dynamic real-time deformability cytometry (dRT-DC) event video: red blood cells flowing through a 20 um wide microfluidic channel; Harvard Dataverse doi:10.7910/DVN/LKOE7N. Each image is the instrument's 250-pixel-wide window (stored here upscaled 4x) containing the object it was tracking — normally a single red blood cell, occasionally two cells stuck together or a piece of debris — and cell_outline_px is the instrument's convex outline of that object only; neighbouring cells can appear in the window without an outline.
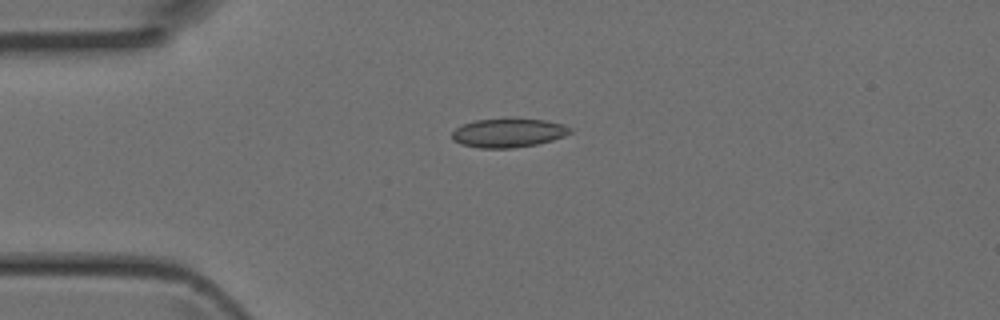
{"species": "Egyptian fruit bat (a non-hibernating species)", "species_latin": "Rousettus aegyptiacus", "temperature_condition": "room temperature", "stored_images_in_passage": 1, "camera_frame_rate_fps": 3000, "um_per_image_px": 0.085, "animal": {"sex": "female"}, "frame": {"image": 1, "passage_image": 1, "time_ms": 0.0, "image_size_px": [1000, 320], "cell_outline_px": [[572, 132], [564, 136], [552, 140], [536, 144], [512, 148], [480, 148], [460, 144], [452, 140], [452, 132], [456, 128], [464, 124], [476, 120], [504, 116], [512, 116], [548, 120], [564, 124], [572, 128]], "centroid_in_image_um": [43.23, 11.24], "position_along_channel_um": 41.8, "area_um2": 20.69}}